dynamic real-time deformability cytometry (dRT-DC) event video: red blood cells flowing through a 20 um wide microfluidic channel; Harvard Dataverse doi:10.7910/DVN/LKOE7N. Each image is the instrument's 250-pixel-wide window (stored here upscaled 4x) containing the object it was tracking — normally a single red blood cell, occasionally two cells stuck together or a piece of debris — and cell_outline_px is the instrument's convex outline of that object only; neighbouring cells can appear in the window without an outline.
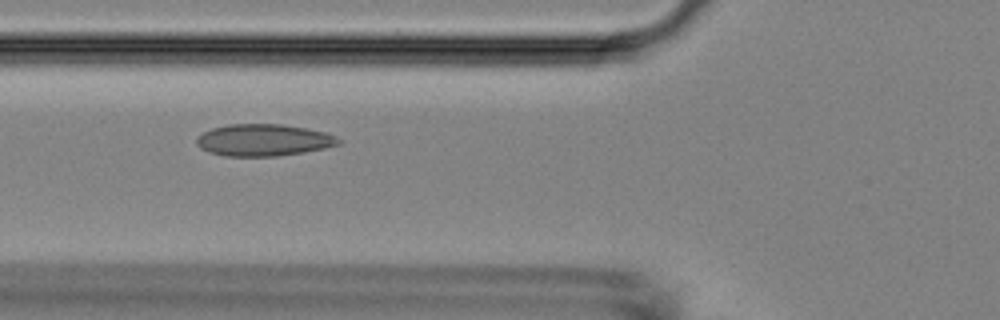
{"species": "Egyptian fruit bat (a non-hibernating species)", "species_latin": "Rousettus aegyptiacus", "temperature_condition": "room temperature", "stored_images_in_passage": 54, "camera_frame_rate_fps": 3000, "um_per_image_px": 0.085, "animal": {"sex": "female"}, "frame": {"image": 1, "passage_image": 20, "time_ms": 6.333, "image_size_px": [1000, 320], "cell_outline_px": [[340, 144], [324, 148], [304, 152], [276, 156], [224, 156], [200, 148], [196, 144], [196, 136], [212, 128], [228, 124], [280, 124], [328, 132], [336, 136], [340, 140]], "centroid_in_image_um": [22.4, 11.9], "position_along_channel_um": 103.4, "area_um2": 26.36}}
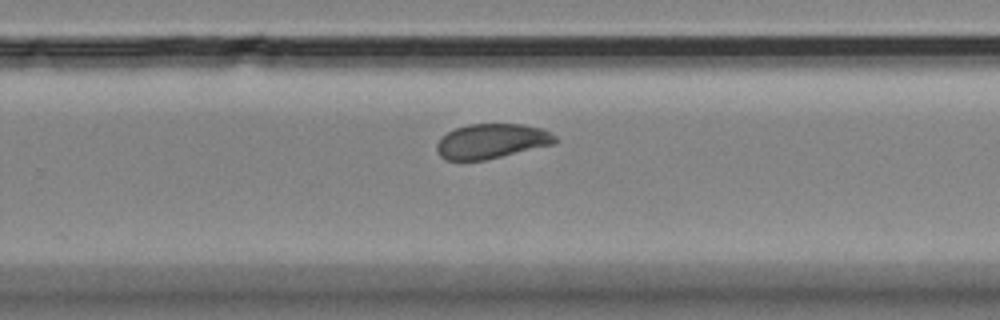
{"frame": {"image": 2, "passage_image": 35, "time_ms": 11.333, "image_size_px": [1000, 320], "cell_outline_px": [[556, 144], [484, 160], [444, 160], [436, 152], [436, 144], [440, 136], [456, 128], [468, 124], [520, 124], [544, 128], [556, 136]], "centroid_in_image_um": [41.77, 12.0], "position_along_channel_um": 288.0, "area_um2": 24.22}}
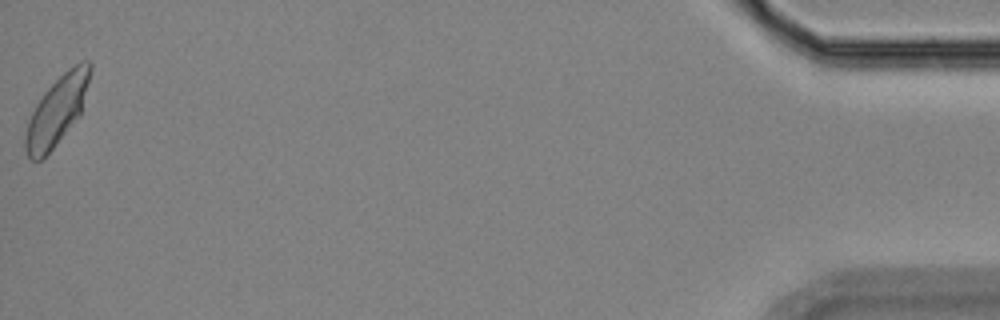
{"frame": {"image": 3, "passage_image": 54, "time_ms": 17.667, "image_size_px": [1000, 320], "cell_outline_px": [[92, 68], [80, 116], [52, 148], [40, 160], [32, 160], [28, 156], [24, 148], [24, 140], [28, 120], [36, 104], [44, 92], [68, 68], [80, 60], [88, 60], [92, 64]], "centroid_in_image_um": [4.85, 9.36], "position_along_channel_um": 430.3, "area_um2": 25.66}, "authors_computed_cell_mechanics": {"area_um2": 25.2008, "velocity_mm_per_s": 3.691, "shape_relaxation_time_tau1_ms": null, "shape_relaxation_time_tau2_ms": 0.7237, "deformation_change_tau1": null, "deformation_change_tau2": 0.0452}}